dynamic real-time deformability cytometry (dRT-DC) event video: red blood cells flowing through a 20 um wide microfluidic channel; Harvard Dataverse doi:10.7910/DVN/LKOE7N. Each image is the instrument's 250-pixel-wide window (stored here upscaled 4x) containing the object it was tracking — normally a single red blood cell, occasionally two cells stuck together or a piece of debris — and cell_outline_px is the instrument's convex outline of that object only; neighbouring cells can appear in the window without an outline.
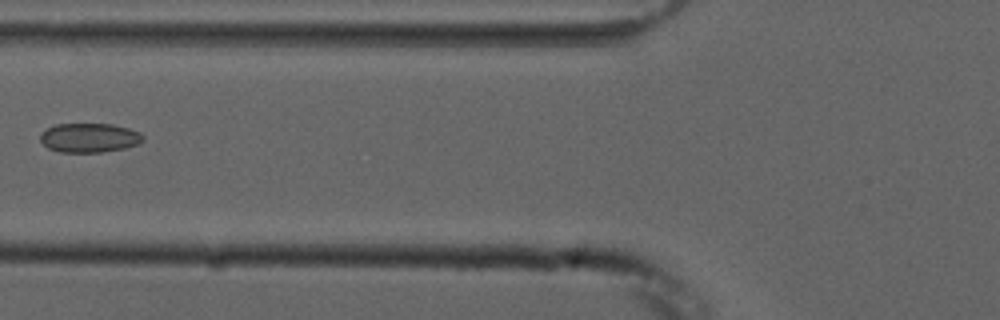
{"species": "common noctule bat (a hibernating species)", "species_latin": "Nyctalus noctula", "temperature_condition": "cold", "stored_images_in_passage": 7, "camera_frame_rate_fps": 3000, "um_per_image_px": 0.085, "animal": {"sex": "male", "forearm_length_mm": 52.5}, "frame": {"image": 1, "passage_image": 6, "time_ms": 6.0, "image_size_px": [1000, 320], "cell_outline_px": [[144, 140], [140, 144], [124, 148], [100, 152], [60, 152], [48, 148], [40, 140], [40, 136], [48, 128], [56, 124], [112, 124], [128, 128], [140, 132], [144, 136]], "centroid_in_image_um": [7.63, 11.71], "position_along_channel_um": 118.2, "area_um2": 17.46}}
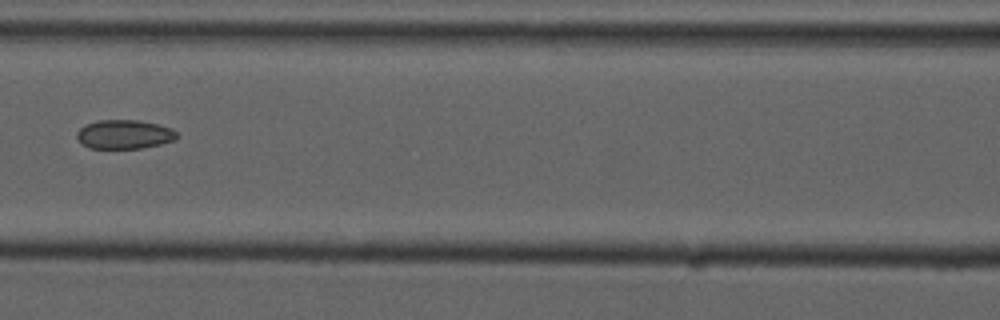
{"frame": {"image": 2, "passage_image": 7, "time_ms": 7.0, "image_size_px": [1000, 320], "cell_outline_px": [[176, 140], [160, 144], [140, 148], [88, 148], [76, 136], [76, 132], [84, 124], [100, 120], [140, 120], [172, 128], [176, 132]], "centroid_in_image_um": [10.56, 11.41], "position_along_channel_um": 156.0, "area_um2": 16.82}}